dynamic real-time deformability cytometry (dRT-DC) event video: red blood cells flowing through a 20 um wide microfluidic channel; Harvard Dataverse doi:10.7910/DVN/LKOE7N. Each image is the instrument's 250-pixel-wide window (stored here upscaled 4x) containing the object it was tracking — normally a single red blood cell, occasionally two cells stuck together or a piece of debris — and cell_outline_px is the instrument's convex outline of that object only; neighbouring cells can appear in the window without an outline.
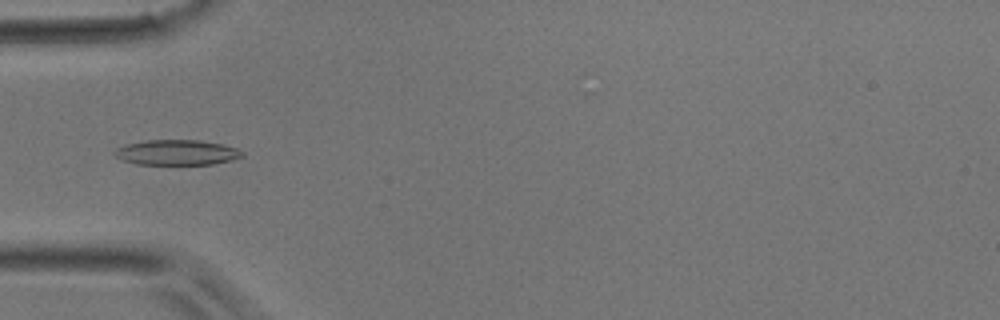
{"species": "common noctule bat (a hibernating species)", "species_latin": "Nyctalus noctula", "temperature_condition": "room temperature", "stored_images_in_passage": 43, "camera_frame_rate_fps": 3000, "um_per_image_px": 0.085, "animal": {"sex": "male", "body_mass_g": 17.9}, "frame": {"image": 1, "passage_image": 13, "time_ms": 4.0, "image_size_px": [1000, 320], "cell_outline_px": [[244, 156], [232, 160], [212, 164], [136, 164], [124, 160], [116, 156], [112, 152], [116, 148], [124, 144], [148, 140], [200, 140], [224, 144], [236, 148], [244, 152]], "centroid_in_image_um": [15.04, 12.95], "position_along_channel_um": 70.0, "area_um2": 18.84}}
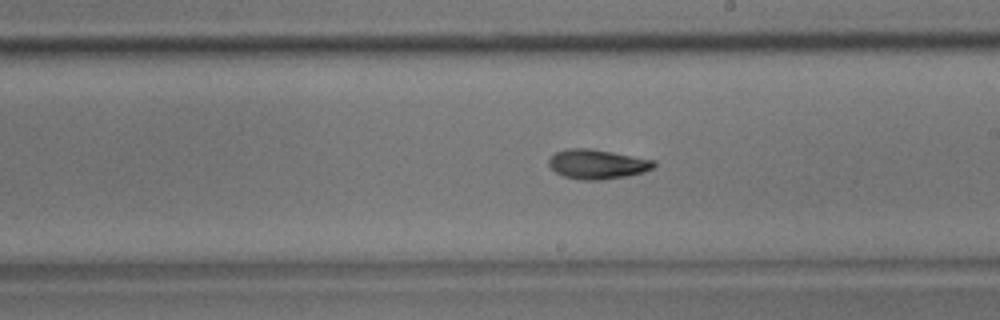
{"frame": {"image": 2, "passage_image": 24, "time_ms": 7.667, "image_size_px": [1000, 320], "cell_outline_px": [[656, 164], [652, 168], [644, 172], [628, 176], [600, 180], [584, 180], [564, 176], [556, 172], [548, 164], [548, 160], [556, 152], [568, 148], [588, 148], [612, 152], [656, 160]], "centroid_in_image_um": [50.79, 13.95], "position_along_channel_um": 238.2, "area_um2": 18.03}}
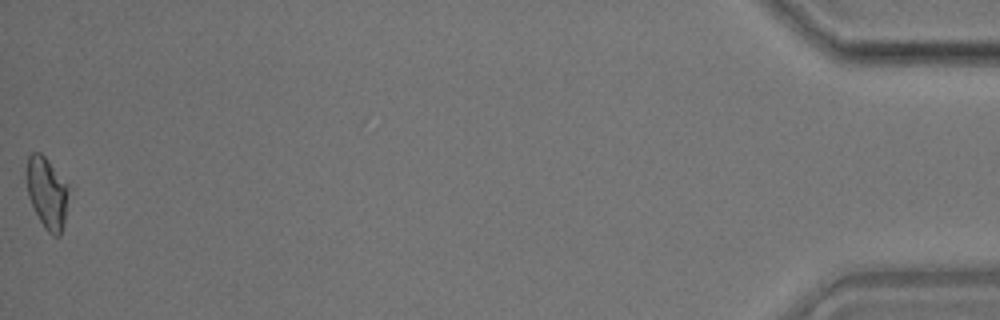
{"frame": {"image": 3, "passage_image": 43, "time_ms": 14.0, "image_size_px": [1000, 320], "cell_outline_px": [[68, 188], [64, 224], [60, 236], [52, 236], [44, 228], [28, 196], [24, 176], [28, 156], [32, 152], [40, 152], [44, 156], [68, 184]], "centroid_in_image_um": [3.96, 16.37], "position_along_channel_um": 431.2, "area_um2": 17.57}}